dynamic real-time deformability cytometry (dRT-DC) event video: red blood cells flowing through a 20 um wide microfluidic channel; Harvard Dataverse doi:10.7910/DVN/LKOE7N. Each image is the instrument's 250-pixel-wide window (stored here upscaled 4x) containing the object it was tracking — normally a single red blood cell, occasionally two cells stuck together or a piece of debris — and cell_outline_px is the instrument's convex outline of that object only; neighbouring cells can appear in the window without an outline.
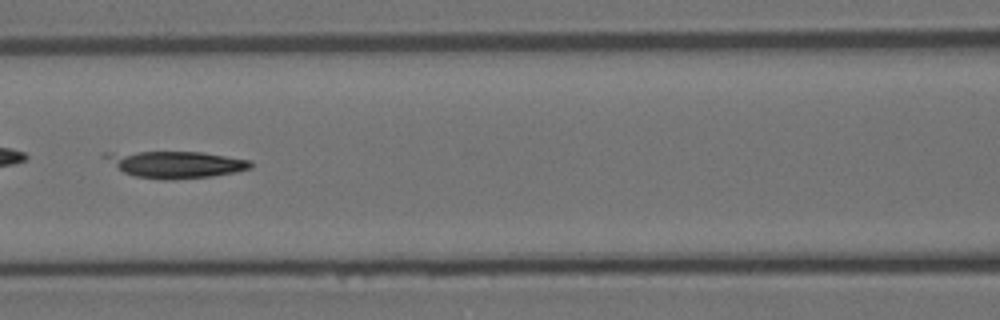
{"species": "Egyptian fruit bat (a non-hibernating species)", "species_latin": "Rousettus aegyptiacus", "temperature_condition": "room temperature", "stored_images_in_passage": 55, "camera_frame_rate_fps": 3000, "um_per_image_px": 0.085, "animal": {"sex": "female"}, "frame": {"image": 1, "passage_image": 24, "time_ms": 7.667, "image_size_px": [1000, 320], "cell_outline_px": [[252, 168], [236, 172], [212, 176], [172, 180], [164, 180], [136, 176], [124, 172], [100, 156], [104, 152], [204, 152], [252, 160]], "centroid_in_image_um": [14.95, 13.97], "position_along_channel_um": 151.7, "area_um2": 22.83}}
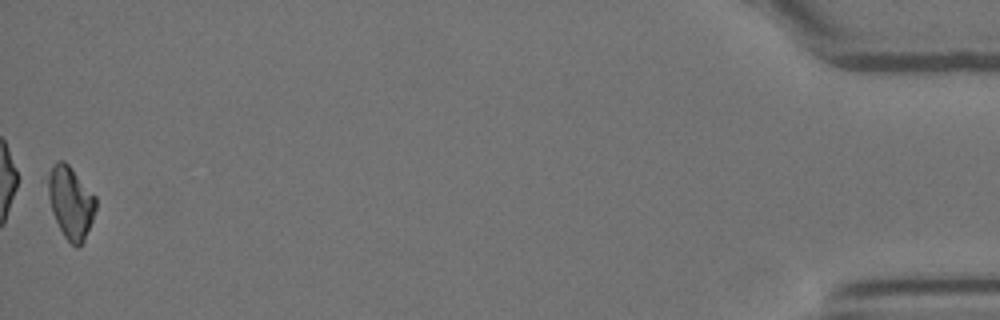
{"frame": {"image": 2, "passage_image": 55, "time_ms": 18.0, "image_size_px": [1000, 320], "cell_outline_px": [[96, 208], [92, 220], [84, 240], [76, 248], [64, 236], [52, 212], [48, 196], [48, 176], [52, 164], [56, 160], [64, 160], [68, 164], [96, 196]], "centroid_in_image_um": [6.0, 17.17], "position_along_channel_um": 429.2, "area_um2": 19.94}, "authors_computed_cell_mechanics": {"area_um2": 22.1952, "velocity_mm_per_s": 3.5974, "shape_relaxation_time_tau1_ms": 9.6586, "shape_relaxation_time_tau2_ms": null, "deformation_change_tau1": 0.2078, "deformation_change_tau2": null}}